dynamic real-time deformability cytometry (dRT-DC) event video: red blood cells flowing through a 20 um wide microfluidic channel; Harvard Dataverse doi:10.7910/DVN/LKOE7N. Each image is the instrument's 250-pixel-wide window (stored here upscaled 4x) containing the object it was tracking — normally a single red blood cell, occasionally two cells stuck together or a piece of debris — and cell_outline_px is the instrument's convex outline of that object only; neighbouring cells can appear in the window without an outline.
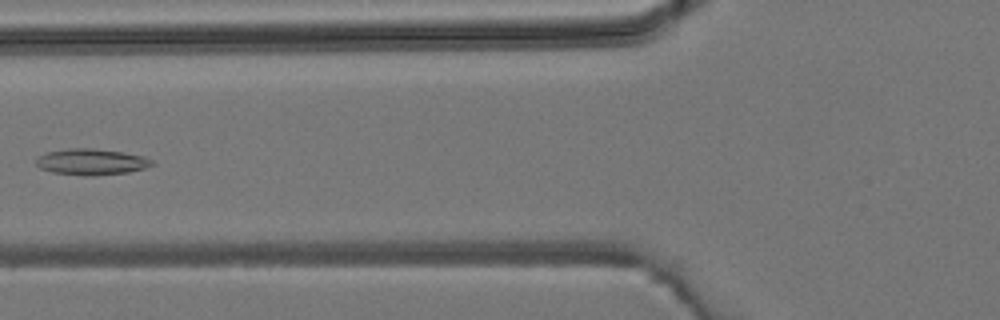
{"species": "common noctule bat (a hibernating species)", "species_latin": "Nyctalus noctula", "temperature_condition": "room temperature", "stored_images_in_passage": 6, "camera_frame_rate_fps": 3000, "um_per_image_px": 0.085, "animal": {"sex": "male", "body_mass_g": 19.2, "forearm_length_mm": 51.8}, "frame": {"image": 1, "passage_image": 5, "time_ms": 4.667, "image_size_px": [1000, 320], "cell_outline_px": [[156, 164], [144, 168], [128, 172], [92, 176], [84, 176], [52, 172], [40, 168], [36, 164], [36, 156], [48, 152], [68, 148], [92, 148], [124, 152], [144, 156], [152, 160]], "centroid_in_image_um": [7.77, 13.75], "position_along_channel_um": 118.0, "area_um2": 17.8}}
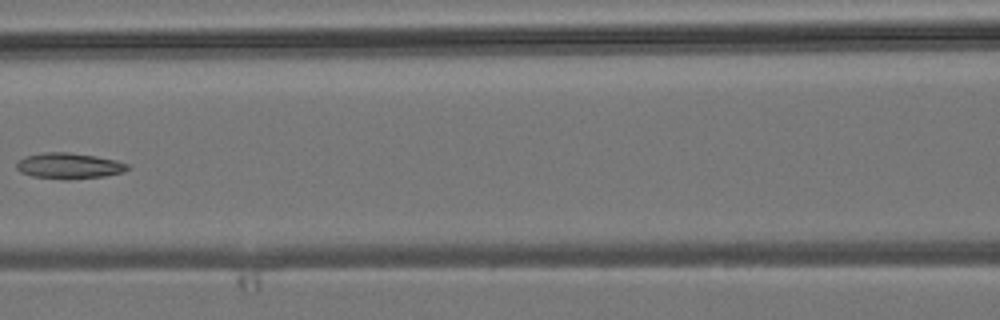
{"frame": {"image": 2, "passage_image": 6, "time_ms": 5.667, "image_size_px": [1000, 320], "cell_outline_px": [[132, 168], [124, 172], [104, 176], [68, 180], [64, 180], [32, 176], [20, 172], [16, 168], [16, 164], [24, 156], [44, 152], [68, 152], [96, 156], [116, 160], [128, 164]], "centroid_in_image_um": [5.88, 14.1], "position_along_channel_um": 160.7, "area_um2": 16.94}}